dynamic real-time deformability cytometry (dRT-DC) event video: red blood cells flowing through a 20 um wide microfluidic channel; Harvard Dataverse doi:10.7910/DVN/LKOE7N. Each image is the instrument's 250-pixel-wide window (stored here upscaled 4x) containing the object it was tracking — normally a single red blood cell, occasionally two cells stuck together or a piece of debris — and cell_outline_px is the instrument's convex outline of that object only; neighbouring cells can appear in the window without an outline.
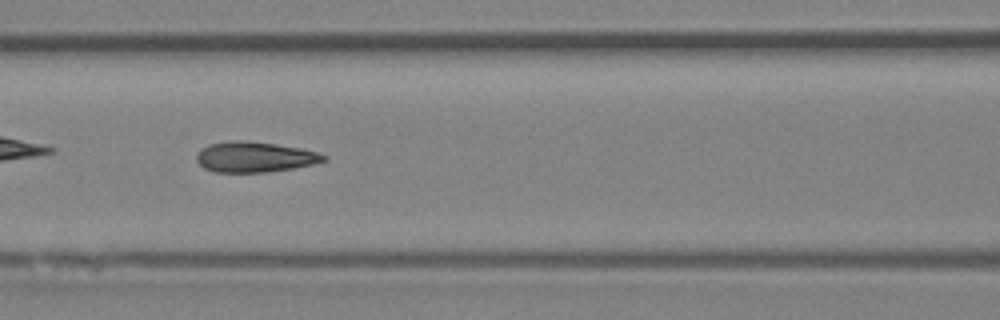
{"species": "Egyptian fruit bat (a non-hibernating species)", "species_latin": "Rousettus aegyptiacus", "temperature_condition": "room temperature", "stored_images_in_passage": 49, "camera_frame_rate_fps": 3000, "um_per_image_px": 0.085, "animal": {"sex": "female"}, "frame": {"image": 1, "passage_image": 22, "time_ms": 7.0, "image_size_px": [1000, 320], "cell_outline_px": [[328, 156], [324, 160], [312, 164], [292, 168], [268, 172], [216, 172], [204, 168], [196, 160], [196, 152], [200, 148], [208, 144], [228, 140], [244, 140], [276, 144], [300, 148], [316, 152]], "centroid_in_image_um": [21.58, 13.33], "position_along_channel_um": 145.0, "area_um2": 22.6}, "authors_computed_cell_mechanics": {"area_um2": 22.8888, "velocity_mm_per_s": 4.2291, "shape_relaxation_time_tau1_ms": 8.6183, "shape_relaxation_time_tau2_ms": 1.6403, "deformation_change_tau1": 0.2032, "deformation_change_tau2": 0.0907}}